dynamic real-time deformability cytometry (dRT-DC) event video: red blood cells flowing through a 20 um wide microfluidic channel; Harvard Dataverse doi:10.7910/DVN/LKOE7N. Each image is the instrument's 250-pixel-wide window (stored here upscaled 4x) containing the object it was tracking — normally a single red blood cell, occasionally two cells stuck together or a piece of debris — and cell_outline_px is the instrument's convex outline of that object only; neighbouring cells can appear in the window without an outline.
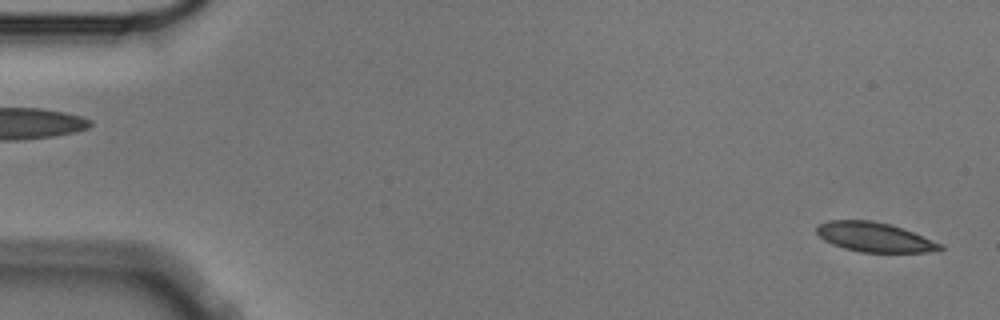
{"species": "Egyptian fruit bat (a non-hibernating species)", "species_latin": "Rousettus aegyptiacus", "temperature_condition": "cold", "stored_images_in_passage": 5, "segment_of_instrument_passage": [2, 2], "camera_frame_rate_fps": 3000, "um_per_image_px": 0.085, "animal": {"sex": "male"}, "frame": {"image": 1, "passage_image": 5, "time_ms": 1.333, "image_size_px": [1000, 320], "cell_outline_px": [[944, 248], [928, 252], [860, 252], [844, 248], [832, 244], [824, 240], [816, 232], [816, 228], [820, 224], [828, 220], [868, 220], [888, 224], [912, 232], [940, 244]], "centroid_in_image_um": [74.26, 20.16], "position_along_channel_um": 10.7, "area_um2": 20.75}}